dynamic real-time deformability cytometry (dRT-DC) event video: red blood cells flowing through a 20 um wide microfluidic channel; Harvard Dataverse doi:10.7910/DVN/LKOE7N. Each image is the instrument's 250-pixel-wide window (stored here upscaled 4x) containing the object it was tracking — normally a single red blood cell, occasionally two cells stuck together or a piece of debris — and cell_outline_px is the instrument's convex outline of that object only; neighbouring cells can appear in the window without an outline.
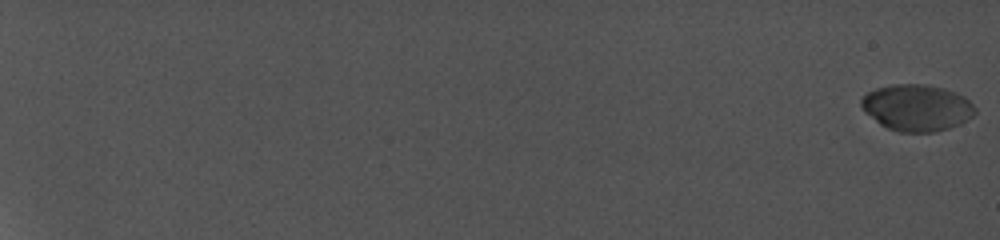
{"species": "common noctule bat (a hibernating species)", "species_latin": "Nyctalus noctula", "temperature_condition": "cold", "stored_images_in_passage": 36, "camera_frame_rate_fps": 5000, "um_per_image_px": 0.085, "animal": {"sex": "female", "body_mass_g": 19.0, "forearm_length_mm": 56.7}, "frame": {"image": 1, "passage_image": 1, "time_ms": 0.0, "image_size_px": [1000, 240], "cell_outline_px": [[976, 112], [972, 116], [960, 124], [936, 132], [900, 132], [888, 128], [880, 124], [864, 112], [860, 104], [860, 100], [868, 92], [876, 88], [892, 84], [928, 84], [944, 88], [956, 92], [964, 96], [976, 108]], "centroid_in_image_um": [77.93, 9.15], "position_along_channel_um": 7.1, "area_um2": 30.98}}
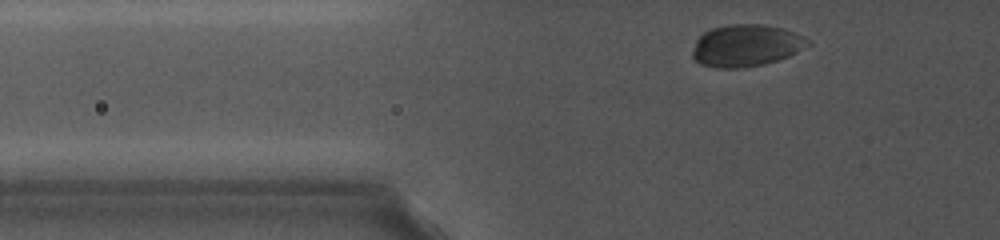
{"frame": {"image": 2, "passage_image": 20, "time_ms": 7.4, "image_size_px": [1000, 240], "cell_outline_px": [[812, 44], [788, 56], [764, 64], [744, 68], [716, 68], [700, 64], [692, 56], [692, 52], [696, 40], [704, 32], [712, 28], [728, 24], [764, 24], [784, 28], [804, 36], [812, 40]], "centroid_in_image_um": [63.44, 3.86], "position_along_channel_um": 62.4, "area_um2": 28.5}}
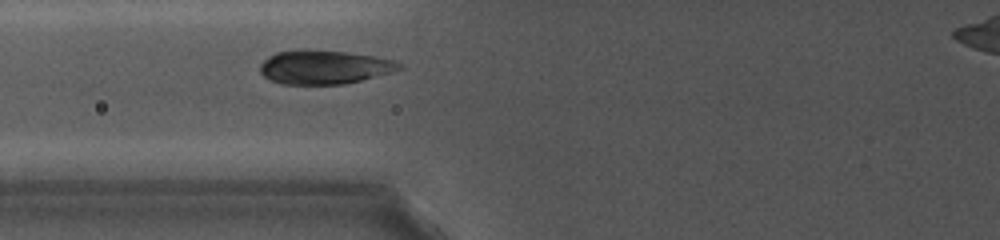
{"frame": {"image": 3, "passage_image": 26, "time_ms": 9.4, "image_size_px": [1000, 240], "cell_outline_px": [[404, 68], [396, 72], [344, 84], [280, 84], [264, 76], [260, 72], [260, 64], [268, 56], [276, 52], [300, 48], [312, 48], [344, 52], [372, 56], [396, 60], [404, 64]], "centroid_in_image_um": [27.59, 5.69], "position_along_channel_um": 98.2, "area_um2": 28.03}}